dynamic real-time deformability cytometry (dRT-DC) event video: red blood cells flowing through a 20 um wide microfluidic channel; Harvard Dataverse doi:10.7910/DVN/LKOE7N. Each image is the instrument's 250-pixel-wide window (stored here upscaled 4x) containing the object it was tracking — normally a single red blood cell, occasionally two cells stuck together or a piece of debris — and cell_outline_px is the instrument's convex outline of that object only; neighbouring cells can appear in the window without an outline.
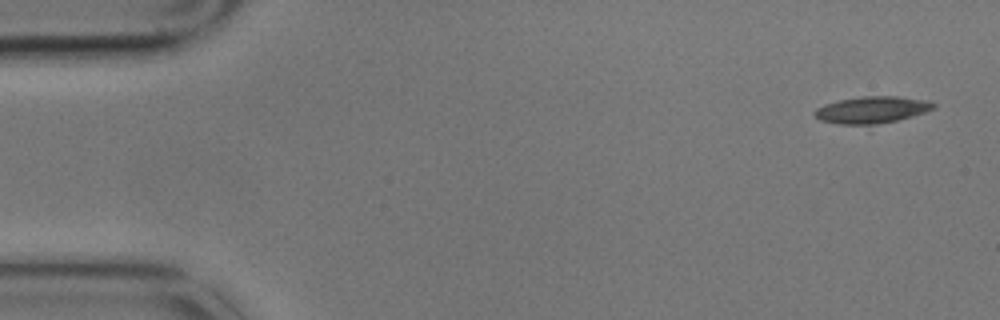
{"species": "common noctule bat (a hibernating species)", "species_latin": "Nyctalus noctula", "temperature_condition": "cold", "stored_images_in_passage": 5, "camera_frame_rate_fps": 3000, "um_per_image_px": 0.085, "animal": {"sex": "male", "body_mass_g": 17.9}, "frame": {"image": 1, "passage_image": 1, "time_ms": 0.0, "image_size_px": [1000, 320], "cell_outline_px": [[936, 108], [912, 116], [896, 120], [876, 124], [840, 124], [820, 120], [812, 112], [816, 108], [824, 104], [840, 100], [864, 96], [896, 96], [928, 100], [936, 104]], "centroid_in_image_um": [74.12, 9.32], "position_along_channel_um": 10.9, "area_um2": 18.44}}